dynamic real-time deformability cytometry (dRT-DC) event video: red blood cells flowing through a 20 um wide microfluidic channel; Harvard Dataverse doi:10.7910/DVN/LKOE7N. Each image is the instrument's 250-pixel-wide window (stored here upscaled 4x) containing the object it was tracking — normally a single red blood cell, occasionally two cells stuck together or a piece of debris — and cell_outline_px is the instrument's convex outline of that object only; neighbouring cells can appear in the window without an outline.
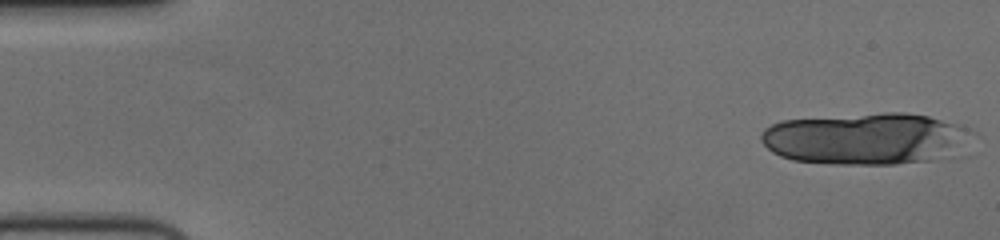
{"species": "human", "species_latin": "Homo sapiens", "temperature_condition": "cold", "stored_images_in_passage": 15, "camera_frame_rate_fps": 3000, "um_per_image_px": 0.085, "donor": {"sex": "female"}, "frame": {"image": 1, "passage_image": 1, "time_ms": 0.0, "image_size_px": [1000, 240], "cell_outline_px": [[976, 132], [928, 160], [896, 164], [836, 164], [792, 160], [780, 156], [772, 152], [760, 140], [760, 136], [764, 128], [780, 120], [884, 112], [904, 112], [928, 116], [972, 128]], "centroid_in_image_um": [73.39, 11.75], "position_along_channel_um": 11.6, "area_um2": 62.14}}